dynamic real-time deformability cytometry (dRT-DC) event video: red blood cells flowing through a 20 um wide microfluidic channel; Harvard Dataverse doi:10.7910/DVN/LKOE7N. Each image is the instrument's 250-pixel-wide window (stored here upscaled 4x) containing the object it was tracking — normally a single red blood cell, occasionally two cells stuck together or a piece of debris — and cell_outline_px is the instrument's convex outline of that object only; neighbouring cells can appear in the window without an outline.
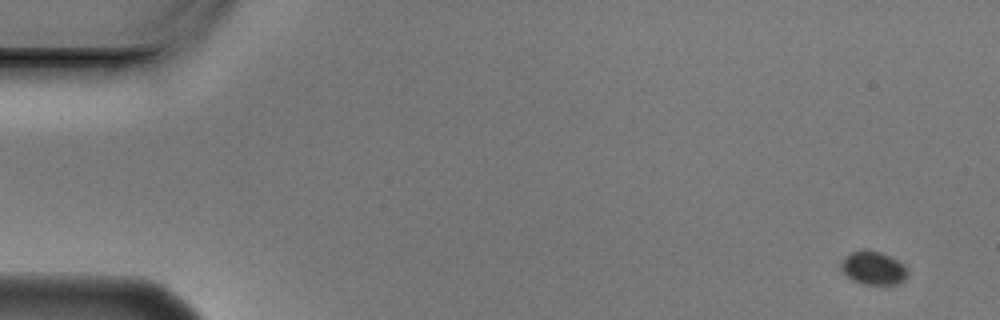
{"species": "Egyptian fruit bat (a non-hibernating species)", "species_latin": "Rousettus aegyptiacus", "temperature_condition": "cold", "stored_images_in_passage": 5, "camera_frame_rate_fps": 3000, "um_per_image_px": 0.085, "animal": {"sex": "male"}, "frame": {"image": 1, "passage_image": 1, "time_ms": 0.0, "image_size_px": [1000, 320], "cell_outline_px": [[904, 280], [896, 284], [860, 284], [844, 276], [840, 272], [840, 260], [844, 256], [852, 252], [880, 252], [896, 260], [904, 268]], "centroid_in_image_um": [74.09, 22.82], "position_along_channel_um": 10.9, "area_um2": 12.48}}
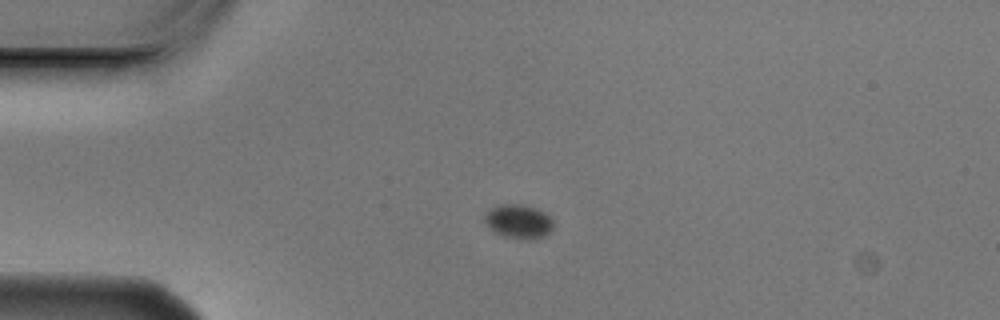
{"frame": {"image": 2, "passage_image": 3, "time_ms": 0.667, "image_size_px": [1000, 320], "cell_outline_px": [[552, 228], [544, 236], [532, 240], [520, 240], [504, 236], [496, 232], [484, 220], [484, 216], [492, 208], [500, 204], [520, 204], [536, 208], [544, 212], [552, 220]], "centroid_in_image_um": [44.1, 18.83], "position_along_channel_um": 40.9, "area_um2": 13.41}}
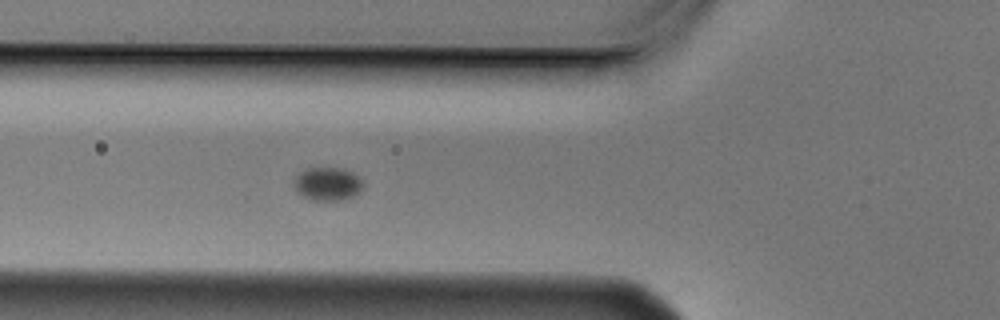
{"frame": {"image": 3, "passage_image": 5, "time_ms": 1.333, "image_size_px": [1000, 320], "cell_outline_px": [[364, 184], [360, 192], [352, 196], [340, 200], [312, 200], [296, 192], [292, 184], [292, 180], [300, 172], [308, 168], [340, 168], [352, 172]], "centroid_in_image_um": [27.79, 15.63], "position_along_channel_um": 98.0, "area_um2": 13.35}}